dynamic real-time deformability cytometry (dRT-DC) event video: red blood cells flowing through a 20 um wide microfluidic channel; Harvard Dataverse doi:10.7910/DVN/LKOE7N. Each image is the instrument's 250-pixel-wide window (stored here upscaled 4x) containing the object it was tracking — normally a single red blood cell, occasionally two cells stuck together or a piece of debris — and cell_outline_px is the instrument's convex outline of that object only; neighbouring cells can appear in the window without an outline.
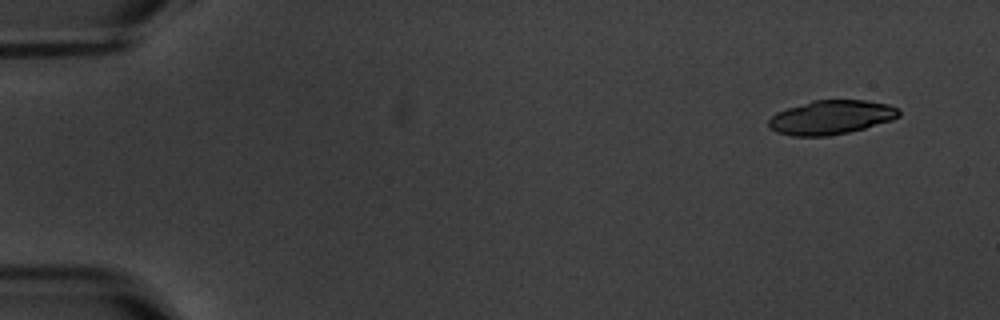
{"species": "common noctule bat (a hibernating species)", "species_latin": "Nyctalus noctula", "temperature_condition": "warm", "stored_images_in_passage": 6, "segment_of_instrument_passage": [1, 2], "camera_frame_rate_fps": 3000, "um_per_image_px": 0.085, "animal": {"sex": "male", "body_mass_g": 20.1, "forearm_length_mm": 53.5}, "frame": {"image": 1, "passage_image": 1, "time_ms": 0.0, "image_size_px": [1000, 320], "cell_outline_px": [[900, 116], [892, 120], [864, 128], [848, 132], [828, 136], [792, 136], [776, 132], [768, 124], [768, 120], [776, 112], [812, 100], [864, 100], [888, 104], [900, 108]], "centroid_in_image_um": [70.66, 9.97], "position_along_channel_um": 14.3, "area_um2": 25.84}}